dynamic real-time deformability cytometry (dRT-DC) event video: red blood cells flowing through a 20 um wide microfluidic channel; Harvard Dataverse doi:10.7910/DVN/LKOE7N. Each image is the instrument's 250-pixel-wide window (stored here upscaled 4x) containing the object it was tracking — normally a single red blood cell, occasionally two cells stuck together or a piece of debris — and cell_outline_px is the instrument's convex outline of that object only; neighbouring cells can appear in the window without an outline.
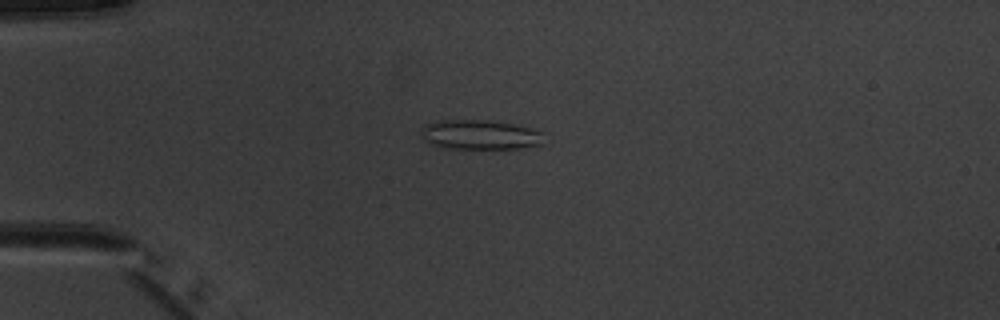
{"species": "common noctule bat (a hibernating species)", "species_latin": "Nyctalus noctula", "temperature_condition": "warm", "stored_images_in_passage": 7, "camera_frame_rate_fps": 3000, "um_per_image_px": 0.085, "animal": {"sex": "male", "body_mass_g": 20.1, "forearm_length_mm": 53.5}, "frame": {"image": 1, "passage_image": 4, "time_ms": 3.667, "image_size_px": [1000, 320], "cell_outline_px": [[544, 144], [520, 148], [444, 148], [432, 144], [424, 140], [420, 132], [420, 128], [424, 124], [436, 120], [488, 120], [540, 128], [544, 132]], "centroid_in_image_um": [40.85, 11.43], "position_along_channel_um": 44.1, "area_um2": 21.73}}
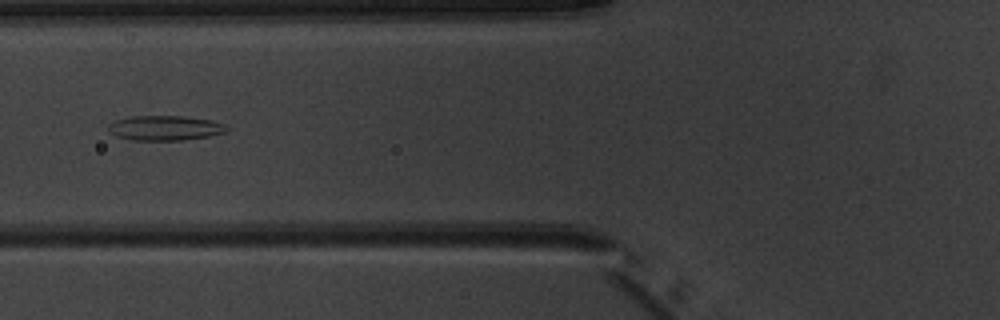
{"frame": {"image": 2, "passage_image": 6, "time_ms": 6.0, "image_size_px": [1000, 320], "cell_outline_px": [[228, 132], [208, 136], [180, 140], [132, 140], [116, 136], [108, 132], [108, 124], [116, 120], [132, 116], [180, 116], [212, 120], [224, 124], [228, 128]], "centroid_in_image_um": [14.01, 10.88], "position_along_channel_um": 111.8, "area_um2": 17.11}}